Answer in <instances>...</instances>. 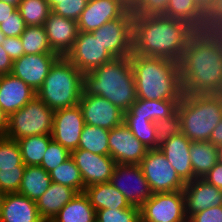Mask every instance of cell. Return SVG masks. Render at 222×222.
<instances>
[{
  "instance_id": "cell-3",
  "label": "cell",
  "mask_w": 222,
  "mask_h": 222,
  "mask_svg": "<svg viewBox=\"0 0 222 222\" xmlns=\"http://www.w3.org/2000/svg\"><path fill=\"white\" fill-rule=\"evenodd\" d=\"M184 94H219L222 88V55L198 41L187 42L179 62Z\"/></svg>"
},
{
  "instance_id": "cell-20",
  "label": "cell",
  "mask_w": 222,
  "mask_h": 222,
  "mask_svg": "<svg viewBox=\"0 0 222 222\" xmlns=\"http://www.w3.org/2000/svg\"><path fill=\"white\" fill-rule=\"evenodd\" d=\"M191 142L180 133L159 144L158 148L185 183L194 179L189 153Z\"/></svg>"
},
{
  "instance_id": "cell-49",
  "label": "cell",
  "mask_w": 222,
  "mask_h": 222,
  "mask_svg": "<svg viewBox=\"0 0 222 222\" xmlns=\"http://www.w3.org/2000/svg\"><path fill=\"white\" fill-rule=\"evenodd\" d=\"M156 16L164 15L170 0H140Z\"/></svg>"
},
{
  "instance_id": "cell-13",
  "label": "cell",
  "mask_w": 222,
  "mask_h": 222,
  "mask_svg": "<svg viewBox=\"0 0 222 222\" xmlns=\"http://www.w3.org/2000/svg\"><path fill=\"white\" fill-rule=\"evenodd\" d=\"M109 155L117 164L139 165L148 149L123 122L109 132Z\"/></svg>"
},
{
  "instance_id": "cell-17",
  "label": "cell",
  "mask_w": 222,
  "mask_h": 222,
  "mask_svg": "<svg viewBox=\"0 0 222 222\" xmlns=\"http://www.w3.org/2000/svg\"><path fill=\"white\" fill-rule=\"evenodd\" d=\"M59 57L57 53L24 54L13 61L11 73L37 92Z\"/></svg>"
},
{
  "instance_id": "cell-10",
  "label": "cell",
  "mask_w": 222,
  "mask_h": 222,
  "mask_svg": "<svg viewBox=\"0 0 222 222\" xmlns=\"http://www.w3.org/2000/svg\"><path fill=\"white\" fill-rule=\"evenodd\" d=\"M187 42L198 41L222 55V19L211 9H198L183 21Z\"/></svg>"
},
{
  "instance_id": "cell-1",
  "label": "cell",
  "mask_w": 222,
  "mask_h": 222,
  "mask_svg": "<svg viewBox=\"0 0 222 222\" xmlns=\"http://www.w3.org/2000/svg\"><path fill=\"white\" fill-rule=\"evenodd\" d=\"M137 98L145 100H181L179 63L163 57H147L132 53Z\"/></svg>"
},
{
  "instance_id": "cell-30",
  "label": "cell",
  "mask_w": 222,
  "mask_h": 222,
  "mask_svg": "<svg viewBox=\"0 0 222 222\" xmlns=\"http://www.w3.org/2000/svg\"><path fill=\"white\" fill-rule=\"evenodd\" d=\"M189 153L194 179L204 178L218 162V147L209 141H192Z\"/></svg>"
},
{
  "instance_id": "cell-41",
  "label": "cell",
  "mask_w": 222,
  "mask_h": 222,
  "mask_svg": "<svg viewBox=\"0 0 222 222\" xmlns=\"http://www.w3.org/2000/svg\"><path fill=\"white\" fill-rule=\"evenodd\" d=\"M158 144L181 133V118L176 111L172 116L154 121Z\"/></svg>"
},
{
  "instance_id": "cell-53",
  "label": "cell",
  "mask_w": 222,
  "mask_h": 222,
  "mask_svg": "<svg viewBox=\"0 0 222 222\" xmlns=\"http://www.w3.org/2000/svg\"><path fill=\"white\" fill-rule=\"evenodd\" d=\"M8 127V116L0 108V135H4Z\"/></svg>"
},
{
  "instance_id": "cell-4",
  "label": "cell",
  "mask_w": 222,
  "mask_h": 222,
  "mask_svg": "<svg viewBox=\"0 0 222 222\" xmlns=\"http://www.w3.org/2000/svg\"><path fill=\"white\" fill-rule=\"evenodd\" d=\"M186 46L183 21L163 15L155 16L133 37L134 54L163 57L178 63Z\"/></svg>"
},
{
  "instance_id": "cell-34",
  "label": "cell",
  "mask_w": 222,
  "mask_h": 222,
  "mask_svg": "<svg viewBox=\"0 0 222 222\" xmlns=\"http://www.w3.org/2000/svg\"><path fill=\"white\" fill-rule=\"evenodd\" d=\"M52 182L62 184L74 189L77 193L85 191L80 171L74 160L70 157L56 169L49 172Z\"/></svg>"
},
{
  "instance_id": "cell-14",
  "label": "cell",
  "mask_w": 222,
  "mask_h": 222,
  "mask_svg": "<svg viewBox=\"0 0 222 222\" xmlns=\"http://www.w3.org/2000/svg\"><path fill=\"white\" fill-rule=\"evenodd\" d=\"M79 106L85 124L111 130L124 122V111L100 96L82 92Z\"/></svg>"
},
{
  "instance_id": "cell-27",
  "label": "cell",
  "mask_w": 222,
  "mask_h": 222,
  "mask_svg": "<svg viewBox=\"0 0 222 222\" xmlns=\"http://www.w3.org/2000/svg\"><path fill=\"white\" fill-rule=\"evenodd\" d=\"M181 100H145L137 98L124 117H142L152 122L172 116Z\"/></svg>"
},
{
  "instance_id": "cell-29",
  "label": "cell",
  "mask_w": 222,
  "mask_h": 222,
  "mask_svg": "<svg viewBox=\"0 0 222 222\" xmlns=\"http://www.w3.org/2000/svg\"><path fill=\"white\" fill-rule=\"evenodd\" d=\"M95 220L96 210L90 204L88 196L81 192L62 207L52 222H94Z\"/></svg>"
},
{
  "instance_id": "cell-24",
  "label": "cell",
  "mask_w": 222,
  "mask_h": 222,
  "mask_svg": "<svg viewBox=\"0 0 222 222\" xmlns=\"http://www.w3.org/2000/svg\"><path fill=\"white\" fill-rule=\"evenodd\" d=\"M120 0H89L77 20L79 32H93L108 21L117 19Z\"/></svg>"
},
{
  "instance_id": "cell-39",
  "label": "cell",
  "mask_w": 222,
  "mask_h": 222,
  "mask_svg": "<svg viewBox=\"0 0 222 222\" xmlns=\"http://www.w3.org/2000/svg\"><path fill=\"white\" fill-rule=\"evenodd\" d=\"M99 222H141L140 208L130 206L124 209H100L96 211Z\"/></svg>"
},
{
  "instance_id": "cell-2",
  "label": "cell",
  "mask_w": 222,
  "mask_h": 222,
  "mask_svg": "<svg viewBox=\"0 0 222 222\" xmlns=\"http://www.w3.org/2000/svg\"><path fill=\"white\" fill-rule=\"evenodd\" d=\"M83 91L107 99L127 111L137 99L134 72L129 57L114 58L83 74Z\"/></svg>"
},
{
  "instance_id": "cell-21",
  "label": "cell",
  "mask_w": 222,
  "mask_h": 222,
  "mask_svg": "<svg viewBox=\"0 0 222 222\" xmlns=\"http://www.w3.org/2000/svg\"><path fill=\"white\" fill-rule=\"evenodd\" d=\"M34 97H36V92L20 78L12 73L2 75L0 80V108L7 116L24 107Z\"/></svg>"
},
{
  "instance_id": "cell-19",
  "label": "cell",
  "mask_w": 222,
  "mask_h": 222,
  "mask_svg": "<svg viewBox=\"0 0 222 222\" xmlns=\"http://www.w3.org/2000/svg\"><path fill=\"white\" fill-rule=\"evenodd\" d=\"M44 28L51 49L60 56H65L72 49L79 33L77 21L53 12H50Z\"/></svg>"
},
{
  "instance_id": "cell-44",
  "label": "cell",
  "mask_w": 222,
  "mask_h": 222,
  "mask_svg": "<svg viewBox=\"0 0 222 222\" xmlns=\"http://www.w3.org/2000/svg\"><path fill=\"white\" fill-rule=\"evenodd\" d=\"M89 0H58L51 12L77 21Z\"/></svg>"
},
{
  "instance_id": "cell-50",
  "label": "cell",
  "mask_w": 222,
  "mask_h": 222,
  "mask_svg": "<svg viewBox=\"0 0 222 222\" xmlns=\"http://www.w3.org/2000/svg\"><path fill=\"white\" fill-rule=\"evenodd\" d=\"M12 67V59L8 56L7 52L3 49L2 45H0V73L2 75L11 73Z\"/></svg>"
},
{
  "instance_id": "cell-38",
  "label": "cell",
  "mask_w": 222,
  "mask_h": 222,
  "mask_svg": "<svg viewBox=\"0 0 222 222\" xmlns=\"http://www.w3.org/2000/svg\"><path fill=\"white\" fill-rule=\"evenodd\" d=\"M26 166L22 161L21 150L16 140L0 135V169Z\"/></svg>"
},
{
  "instance_id": "cell-60",
  "label": "cell",
  "mask_w": 222,
  "mask_h": 222,
  "mask_svg": "<svg viewBox=\"0 0 222 222\" xmlns=\"http://www.w3.org/2000/svg\"><path fill=\"white\" fill-rule=\"evenodd\" d=\"M39 222H52V220L41 219Z\"/></svg>"
},
{
  "instance_id": "cell-28",
  "label": "cell",
  "mask_w": 222,
  "mask_h": 222,
  "mask_svg": "<svg viewBox=\"0 0 222 222\" xmlns=\"http://www.w3.org/2000/svg\"><path fill=\"white\" fill-rule=\"evenodd\" d=\"M84 193L88 196L94 209H124L131 205L125 196L119 192L110 182L87 186Z\"/></svg>"
},
{
  "instance_id": "cell-35",
  "label": "cell",
  "mask_w": 222,
  "mask_h": 222,
  "mask_svg": "<svg viewBox=\"0 0 222 222\" xmlns=\"http://www.w3.org/2000/svg\"><path fill=\"white\" fill-rule=\"evenodd\" d=\"M20 38L24 54L56 53L49 45L44 26H26Z\"/></svg>"
},
{
  "instance_id": "cell-58",
  "label": "cell",
  "mask_w": 222,
  "mask_h": 222,
  "mask_svg": "<svg viewBox=\"0 0 222 222\" xmlns=\"http://www.w3.org/2000/svg\"><path fill=\"white\" fill-rule=\"evenodd\" d=\"M218 161L222 163V146L218 147Z\"/></svg>"
},
{
  "instance_id": "cell-26",
  "label": "cell",
  "mask_w": 222,
  "mask_h": 222,
  "mask_svg": "<svg viewBox=\"0 0 222 222\" xmlns=\"http://www.w3.org/2000/svg\"><path fill=\"white\" fill-rule=\"evenodd\" d=\"M76 195L77 192L74 189L51 182L46 192L36 201L41 218L53 220L62 207Z\"/></svg>"
},
{
  "instance_id": "cell-15",
  "label": "cell",
  "mask_w": 222,
  "mask_h": 222,
  "mask_svg": "<svg viewBox=\"0 0 222 222\" xmlns=\"http://www.w3.org/2000/svg\"><path fill=\"white\" fill-rule=\"evenodd\" d=\"M85 187L110 182L117 163L110 155L93 154L85 149L71 151Z\"/></svg>"
},
{
  "instance_id": "cell-31",
  "label": "cell",
  "mask_w": 222,
  "mask_h": 222,
  "mask_svg": "<svg viewBox=\"0 0 222 222\" xmlns=\"http://www.w3.org/2000/svg\"><path fill=\"white\" fill-rule=\"evenodd\" d=\"M51 182L50 174L41 166H26L18 193L36 202Z\"/></svg>"
},
{
  "instance_id": "cell-40",
  "label": "cell",
  "mask_w": 222,
  "mask_h": 222,
  "mask_svg": "<svg viewBox=\"0 0 222 222\" xmlns=\"http://www.w3.org/2000/svg\"><path fill=\"white\" fill-rule=\"evenodd\" d=\"M70 157L71 152L52 139L39 166L49 173Z\"/></svg>"
},
{
  "instance_id": "cell-8",
  "label": "cell",
  "mask_w": 222,
  "mask_h": 222,
  "mask_svg": "<svg viewBox=\"0 0 222 222\" xmlns=\"http://www.w3.org/2000/svg\"><path fill=\"white\" fill-rule=\"evenodd\" d=\"M139 165L152 193L183 191L186 183L158 148L148 149Z\"/></svg>"
},
{
  "instance_id": "cell-56",
  "label": "cell",
  "mask_w": 222,
  "mask_h": 222,
  "mask_svg": "<svg viewBox=\"0 0 222 222\" xmlns=\"http://www.w3.org/2000/svg\"><path fill=\"white\" fill-rule=\"evenodd\" d=\"M0 1H4L5 3L16 6L17 8H18V5L21 2V0H0Z\"/></svg>"
},
{
  "instance_id": "cell-47",
  "label": "cell",
  "mask_w": 222,
  "mask_h": 222,
  "mask_svg": "<svg viewBox=\"0 0 222 222\" xmlns=\"http://www.w3.org/2000/svg\"><path fill=\"white\" fill-rule=\"evenodd\" d=\"M2 47L12 61L17 60L24 55V49L20 36L6 37L5 41L2 43Z\"/></svg>"
},
{
  "instance_id": "cell-55",
  "label": "cell",
  "mask_w": 222,
  "mask_h": 222,
  "mask_svg": "<svg viewBox=\"0 0 222 222\" xmlns=\"http://www.w3.org/2000/svg\"><path fill=\"white\" fill-rule=\"evenodd\" d=\"M211 11L222 19V0H215Z\"/></svg>"
},
{
  "instance_id": "cell-54",
  "label": "cell",
  "mask_w": 222,
  "mask_h": 222,
  "mask_svg": "<svg viewBox=\"0 0 222 222\" xmlns=\"http://www.w3.org/2000/svg\"><path fill=\"white\" fill-rule=\"evenodd\" d=\"M199 9H211L215 0H194Z\"/></svg>"
},
{
  "instance_id": "cell-33",
  "label": "cell",
  "mask_w": 222,
  "mask_h": 222,
  "mask_svg": "<svg viewBox=\"0 0 222 222\" xmlns=\"http://www.w3.org/2000/svg\"><path fill=\"white\" fill-rule=\"evenodd\" d=\"M110 130L85 124L81 132L78 149H85L93 154L109 155Z\"/></svg>"
},
{
  "instance_id": "cell-43",
  "label": "cell",
  "mask_w": 222,
  "mask_h": 222,
  "mask_svg": "<svg viewBox=\"0 0 222 222\" xmlns=\"http://www.w3.org/2000/svg\"><path fill=\"white\" fill-rule=\"evenodd\" d=\"M198 9L194 0H170L163 16L184 21Z\"/></svg>"
},
{
  "instance_id": "cell-23",
  "label": "cell",
  "mask_w": 222,
  "mask_h": 222,
  "mask_svg": "<svg viewBox=\"0 0 222 222\" xmlns=\"http://www.w3.org/2000/svg\"><path fill=\"white\" fill-rule=\"evenodd\" d=\"M98 38L114 58L129 57L133 53V37L128 34L117 19L108 21L91 32Z\"/></svg>"
},
{
  "instance_id": "cell-36",
  "label": "cell",
  "mask_w": 222,
  "mask_h": 222,
  "mask_svg": "<svg viewBox=\"0 0 222 222\" xmlns=\"http://www.w3.org/2000/svg\"><path fill=\"white\" fill-rule=\"evenodd\" d=\"M17 9L27 26H44L51 12L47 0H21Z\"/></svg>"
},
{
  "instance_id": "cell-12",
  "label": "cell",
  "mask_w": 222,
  "mask_h": 222,
  "mask_svg": "<svg viewBox=\"0 0 222 222\" xmlns=\"http://www.w3.org/2000/svg\"><path fill=\"white\" fill-rule=\"evenodd\" d=\"M65 57L83 74L114 59L90 32H79L72 49Z\"/></svg>"
},
{
  "instance_id": "cell-22",
  "label": "cell",
  "mask_w": 222,
  "mask_h": 222,
  "mask_svg": "<svg viewBox=\"0 0 222 222\" xmlns=\"http://www.w3.org/2000/svg\"><path fill=\"white\" fill-rule=\"evenodd\" d=\"M41 219L35 201L19 193L1 195L0 222H39Z\"/></svg>"
},
{
  "instance_id": "cell-57",
  "label": "cell",
  "mask_w": 222,
  "mask_h": 222,
  "mask_svg": "<svg viewBox=\"0 0 222 222\" xmlns=\"http://www.w3.org/2000/svg\"><path fill=\"white\" fill-rule=\"evenodd\" d=\"M50 9H52L56 4H58V0H47Z\"/></svg>"
},
{
  "instance_id": "cell-16",
  "label": "cell",
  "mask_w": 222,
  "mask_h": 222,
  "mask_svg": "<svg viewBox=\"0 0 222 222\" xmlns=\"http://www.w3.org/2000/svg\"><path fill=\"white\" fill-rule=\"evenodd\" d=\"M85 121L79 105L54 111L52 139L70 152L78 149Z\"/></svg>"
},
{
  "instance_id": "cell-32",
  "label": "cell",
  "mask_w": 222,
  "mask_h": 222,
  "mask_svg": "<svg viewBox=\"0 0 222 222\" xmlns=\"http://www.w3.org/2000/svg\"><path fill=\"white\" fill-rule=\"evenodd\" d=\"M51 140L52 135L27 136L17 140L23 163L26 166H39Z\"/></svg>"
},
{
  "instance_id": "cell-9",
  "label": "cell",
  "mask_w": 222,
  "mask_h": 222,
  "mask_svg": "<svg viewBox=\"0 0 222 222\" xmlns=\"http://www.w3.org/2000/svg\"><path fill=\"white\" fill-rule=\"evenodd\" d=\"M141 222H188L183 191L153 193L140 207Z\"/></svg>"
},
{
  "instance_id": "cell-11",
  "label": "cell",
  "mask_w": 222,
  "mask_h": 222,
  "mask_svg": "<svg viewBox=\"0 0 222 222\" xmlns=\"http://www.w3.org/2000/svg\"><path fill=\"white\" fill-rule=\"evenodd\" d=\"M110 183L125 196L130 205L139 208L153 194L140 165L117 164Z\"/></svg>"
},
{
  "instance_id": "cell-18",
  "label": "cell",
  "mask_w": 222,
  "mask_h": 222,
  "mask_svg": "<svg viewBox=\"0 0 222 222\" xmlns=\"http://www.w3.org/2000/svg\"><path fill=\"white\" fill-rule=\"evenodd\" d=\"M183 193L188 219L197 212L222 205V190L203 178H195L187 182Z\"/></svg>"
},
{
  "instance_id": "cell-61",
  "label": "cell",
  "mask_w": 222,
  "mask_h": 222,
  "mask_svg": "<svg viewBox=\"0 0 222 222\" xmlns=\"http://www.w3.org/2000/svg\"><path fill=\"white\" fill-rule=\"evenodd\" d=\"M121 2H126V1H133V0H120Z\"/></svg>"
},
{
  "instance_id": "cell-7",
  "label": "cell",
  "mask_w": 222,
  "mask_h": 222,
  "mask_svg": "<svg viewBox=\"0 0 222 222\" xmlns=\"http://www.w3.org/2000/svg\"><path fill=\"white\" fill-rule=\"evenodd\" d=\"M54 111L37 96L8 116L4 136L19 140L27 136L52 135Z\"/></svg>"
},
{
  "instance_id": "cell-5",
  "label": "cell",
  "mask_w": 222,
  "mask_h": 222,
  "mask_svg": "<svg viewBox=\"0 0 222 222\" xmlns=\"http://www.w3.org/2000/svg\"><path fill=\"white\" fill-rule=\"evenodd\" d=\"M181 133L191 141H209L222 119V95L184 94L178 103Z\"/></svg>"
},
{
  "instance_id": "cell-25",
  "label": "cell",
  "mask_w": 222,
  "mask_h": 222,
  "mask_svg": "<svg viewBox=\"0 0 222 222\" xmlns=\"http://www.w3.org/2000/svg\"><path fill=\"white\" fill-rule=\"evenodd\" d=\"M155 16L140 0L121 2L118 6L117 21L132 37L150 23Z\"/></svg>"
},
{
  "instance_id": "cell-42",
  "label": "cell",
  "mask_w": 222,
  "mask_h": 222,
  "mask_svg": "<svg viewBox=\"0 0 222 222\" xmlns=\"http://www.w3.org/2000/svg\"><path fill=\"white\" fill-rule=\"evenodd\" d=\"M26 166L0 169V193H18Z\"/></svg>"
},
{
  "instance_id": "cell-6",
  "label": "cell",
  "mask_w": 222,
  "mask_h": 222,
  "mask_svg": "<svg viewBox=\"0 0 222 222\" xmlns=\"http://www.w3.org/2000/svg\"><path fill=\"white\" fill-rule=\"evenodd\" d=\"M83 92V73L65 56L52 65L36 96L51 110L79 105Z\"/></svg>"
},
{
  "instance_id": "cell-45",
  "label": "cell",
  "mask_w": 222,
  "mask_h": 222,
  "mask_svg": "<svg viewBox=\"0 0 222 222\" xmlns=\"http://www.w3.org/2000/svg\"><path fill=\"white\" fill-rule=\"evenodd\" d=\"M26 26L25 21L17 9L11 14L10 17L5 19L4 22L0 24V30L6 37H17L24 32Z\"/></svg>"
},
{
  "instance_id": "cell-59",
  "label": "cell",
  "mask_w": 222,
  "mask_h": 222,
  "mask_svg": "<svg viewBox=\"0 0 222 222\" xmlns=\"http://www.w3.org/2000/svg\"><path fill=\"white\" fill-rule=\"evenodd\" d=\"M6 36L4 35V33L0 30V45H2V43L5 41Z\"/></svg>"
},
{
  "instance_id": "cell-51",
  "label": "cell",
  "mask_w": 222,
  "mask_h": 222,
  "mask_svg": "<svg viewBox=\"0 0 222 222\" xmlns=\"http://www.w3.org/2000/svg\"><path fill=\"white\" fill-rule=\"evenodd\" d=\"M17 10L16 6L0 1V24Z\"/></svg>"
},
{
  "instance_id": "cell-37",
  "label": "cell",
  "mask_w": 222,
  "mask_h": 222,
  "mask_svg": "<svg viewBox=\"0 0 222 222\" xmlns=\"http://www.w3.org/2000/svg\"><path fill=\"white\" fill-rule=\"evenodd\" d=\"M124 123L147 149L159 148L154 122L142 117H124Z\"/></svg>"
},
{
  "instance_id": "cell-48",
  "label": "cell",
  "mask_w": 222,
  "mask_h": 222,
  "mask_svg": "<svg viewBox=\"0 0 222 222\" xmlns=\"http://www.w3.org/2000/svg\"><path fill=\"white\" fill-rule=\"evenodd\" d=\"M203 179L222 190V163L218 161Z\"/></svg>"
},
{
  "instance_id": "cell-46",
  "label": "cell",
  "mask_w": 222,
  "mask_h": 222,
  "mask_svg": "<svg viewBox=\"0 0 222 222\" xmlns=\"http://www.w3.org/2000/svg\"><path fill=\"white\" fill-rule=\"evenodd\" d=\"M188 222H222V205L197 212L188 219Z\"/></svg>"
},
{
  "instance_id": "cell-52",
  "label": "cell",
  "mask_w": 222,
  "mask_h": 222,
  "mask_svg": "<svg viewBox=\"0 0 222 222\" xmlns=\"http://www.w3.org/2000/svg\"><path fill=\"white\" fill-rule=\"evenodd\" d=\"M209 142L214 146H222V119L211 133Z\"/></svg>"
}]
</instances>
